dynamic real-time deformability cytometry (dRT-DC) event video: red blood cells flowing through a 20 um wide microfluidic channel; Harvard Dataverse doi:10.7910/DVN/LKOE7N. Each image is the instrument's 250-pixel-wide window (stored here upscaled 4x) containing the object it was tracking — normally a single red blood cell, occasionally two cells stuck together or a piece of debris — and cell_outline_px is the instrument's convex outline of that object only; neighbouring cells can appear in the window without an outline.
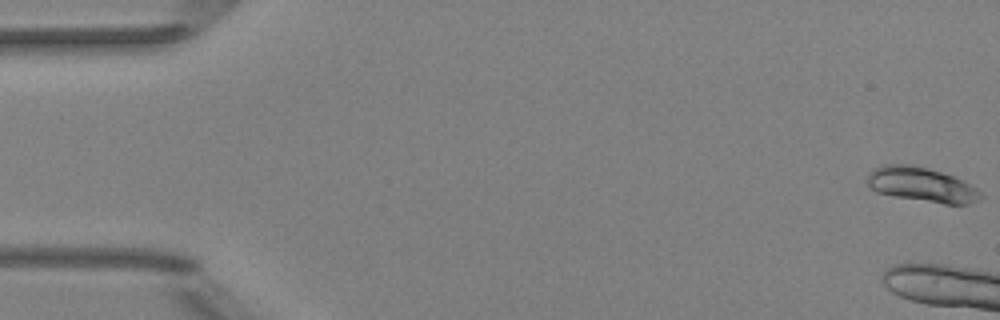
{"species": "Egyptian fruit bat (a non-hibernating species)", "species_latin": "Rousettus aegyptiacus", "temperature_condition": "room temperature", "stored_images_in_passage": 4, "camera_frame_rate_fps": 3000, "um_per_image_px": 0.085, "animal": {"sex": "female"}, "frame": {"image": 1, "passage_image": 1, "time_ms": 0.0, "image_size_px": [1000, 320], "cell_outline_px": [[984, 196], [980, 200], [968, 204], [944, 204], [896, 196], [876, 192], [868, 184], [868, 172], [884, 164], [912, 164], [928, 168], [952, 176], [972, 184]], "centroid_in_image_um": [78.37, 15.69], "position_along_channel_um": 6.6, "area_um2": 22.77}}